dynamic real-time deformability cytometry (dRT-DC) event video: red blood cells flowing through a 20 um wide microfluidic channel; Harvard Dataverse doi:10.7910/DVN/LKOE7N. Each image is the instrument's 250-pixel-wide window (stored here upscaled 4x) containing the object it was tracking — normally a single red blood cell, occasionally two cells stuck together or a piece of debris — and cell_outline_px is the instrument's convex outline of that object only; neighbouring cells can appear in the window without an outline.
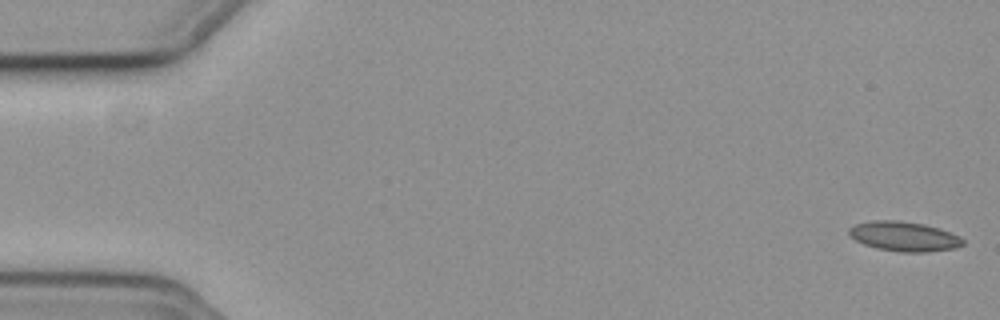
{"species": "common noctule bat (a hibernating species)", "species_latin": "Nyctalus noctula", "temperature_condition": "cold", "stored_images_in_passage": 16, "camera_frame_rate_fps": 3000, "um_per_image_px": 0.085, "animal": {"sex": "female", "body_mass_g": 19.3, "forearm_length_mm": 54.1}, "frame": {"image": 1, "passage_image": 1, "time_ms": 0.0, "image_size_px": [1000, 320], "cell_outline_px": [[964, 244], [956, 248], [928, 252], [900, 252], [876, 248], [864, 244], [856, 240], [848, 232], [848, 228], [856, 224], [872, 220], [896, 220], [924, 224], [940, 228], [960, 236], [964, 240]], "centroid_in_image_um": [76.87, 20.09], "position_along_channel_um": 8.1, "area_um2": 19.77}}
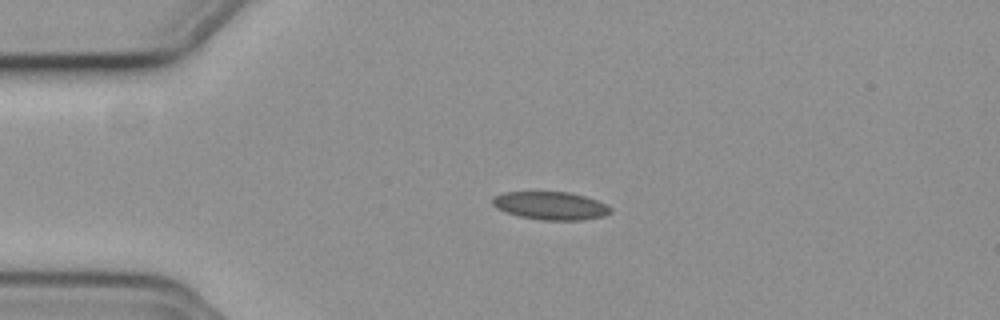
{"frame": {"image": 2, "passage_image": 13, "time_ms": 4.0, "image_size_px": [1000, 320], "cell_outline_px": [[612, 212], [604, 216], [584, 220], [540, 220], [516, 216], [496, 208], [492, 204], [492, 196], [504, 192], [568, 192], [584, 196], [608, 204], [612, 208]], "centroid_in_image_um": [46.8, 17.49], "position_along_channel_um": 38.2, "area_um2": 19.54}}